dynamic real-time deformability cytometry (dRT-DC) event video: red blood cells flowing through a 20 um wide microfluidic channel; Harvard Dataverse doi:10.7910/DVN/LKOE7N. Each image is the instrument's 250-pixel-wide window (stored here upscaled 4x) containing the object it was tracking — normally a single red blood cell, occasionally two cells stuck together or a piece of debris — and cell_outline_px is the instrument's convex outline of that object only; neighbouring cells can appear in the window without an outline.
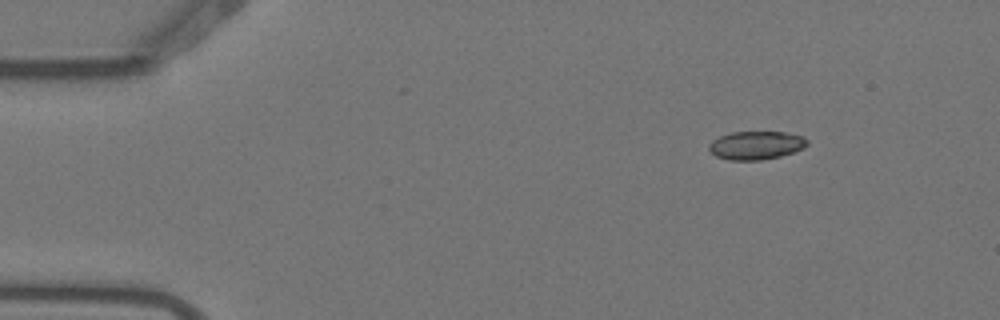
{"species": "Egyptian fruit bat (a non-hibernating species)", "species_latin": "Rousettus aegyptiacus", "temperature_condition": "warm", "stored_images_in_passage": 6, "camera_frame_rate_fps": 3000, "um_per_image_px": 0.085, "animal": {"sex": "female"}, "frame": {"image": 1, "passage_image": 2, "time_ms": 0.333, "image_size_px": [1000, 320], "cell_outline_px": [[808, 144], [804, 148], [780, 156], [760, 160], [728, 160], [716, 156], [708, 148], [708, 144], [712, 140], [720, 136], [732, 132], [784, 132], [804, 136], [808, 140]], "centroid_in_image_um": [64.27, 12.34], "position_along_channel_um": 20.7, "area_um2": 16.24}}
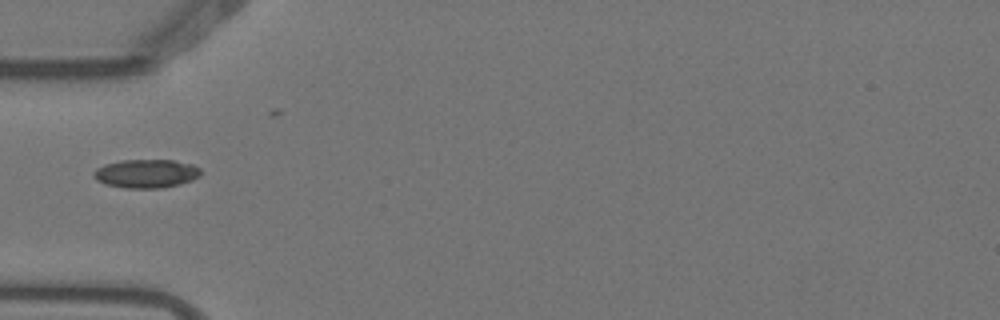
{"frame": {"image": 2, "passage_image": 5, "time_ms": 1.333, "image_size_px": [1000, 320], "cell_outline_px": [[200, 176], [192, 180], [180, 184], [164, 188], [124, 188], [104, 184], [96, 180], [92, 176], [92, 172], [96, 168], [104, 164], [120, 160], [172, 160], [192, 164], [200, 168]], "centroid_in_image_um": [12.39, 14.76], "position_along_channel_um": 72.6, "area_um2": 18.09}}
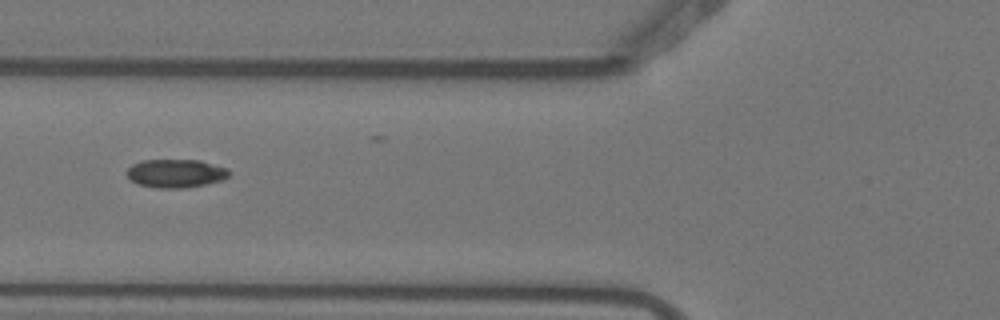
{"frame": {"image": 3, "passage_image": 6, "time_ms": 1.667, "image_size_px": [1000, 320], "cell_outline_px": [[232, 172], [224, 180], [184, 188], [156, 188], [140, 184], [132, 180], [124, 172], [132, 164], [140, 160], [200, 160], [228, 168]], "centroid_in_image_um": [14.96, 14.73], "position_along_channel_um": 110.8, "area_um2": 17.05}}